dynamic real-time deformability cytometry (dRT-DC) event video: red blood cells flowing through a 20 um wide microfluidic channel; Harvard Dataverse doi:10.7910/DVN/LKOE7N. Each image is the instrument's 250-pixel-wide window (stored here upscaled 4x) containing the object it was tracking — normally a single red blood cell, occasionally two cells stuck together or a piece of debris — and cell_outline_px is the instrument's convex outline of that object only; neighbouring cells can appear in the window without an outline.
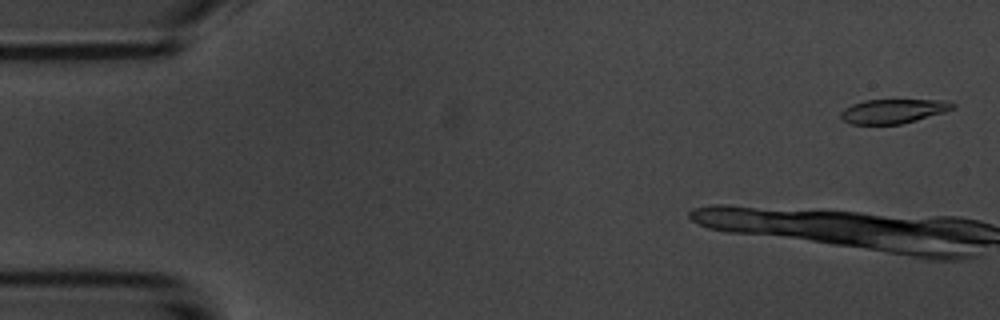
{"species": "common noctule bat (a hibernating species)", "species_latin": "Nyctalus noctula", "temperature_condition": "room temperature", "stored_images_in_passage": 10, "camera_frame_rate_fps": 3000, "um_per_image_px": 0.085, "animal": {"sex": "male", "body_mass_g": 20.1, "forearm_length_mm": 53.5}, "frame": {"image": 1, "passage_image": 2, "time_ms": 0.333, "image_size_px": [1000, 320], "cell_outline_px": [[956, 108], [944, 112], [916, 120], [900, 124], [852, 124], [844, 120], [840, 116], [840, 112], [844, 108], [852, 104], [864, 100], [948, 100], [956, 104]], "centroid_in_image_um": [75.95, 9.44], "position_along_channel_um": 9.1, "area_um2": 15.84}}